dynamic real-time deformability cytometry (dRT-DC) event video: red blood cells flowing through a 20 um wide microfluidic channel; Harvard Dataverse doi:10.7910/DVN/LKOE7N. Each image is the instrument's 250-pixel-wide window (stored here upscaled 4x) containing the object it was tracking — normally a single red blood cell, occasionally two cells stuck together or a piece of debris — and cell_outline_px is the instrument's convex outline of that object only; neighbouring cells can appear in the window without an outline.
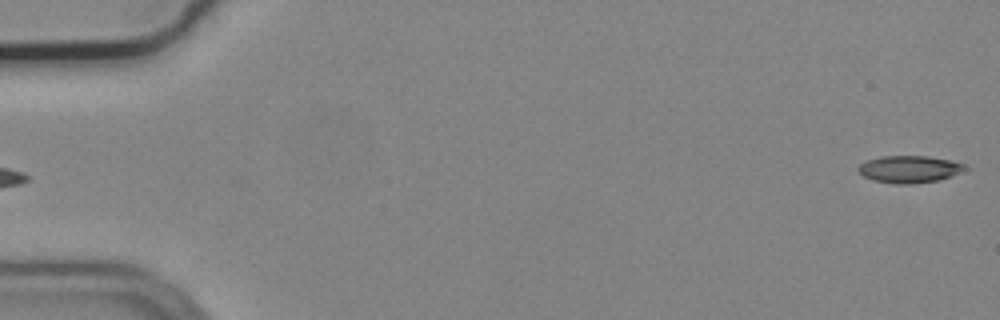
{"species": "common noctule bat (a hibernating species)", "species_latin": "Nyctalus noctula", "temperature_condition": "cold", "stored_images_in_passage": 55, "camera_frame_rate_fps": 3000, "um_per_image_px": 0.085, "animal": {"sex": "male", "body_mass_g": 19.2, "forearm_length_mm": 51.8}, "frame": {"image": 1, "passage_image": 1, "time_ms": 0.0, "image_size_px": [1000, 320], "cell_outline_px": [[968, 168], [964, 172], [940, 180], [912, 184], [896, 184], [872, 180], [864, 176], [856, 168], [860, 164], [868, 160], [880, 156], [928, 156], [952, 160], [964, 164]], "centroid_in_image_um": [77.34, 14.38], "position_along_channel_um": 7.7, "area_um2": 17.11}}
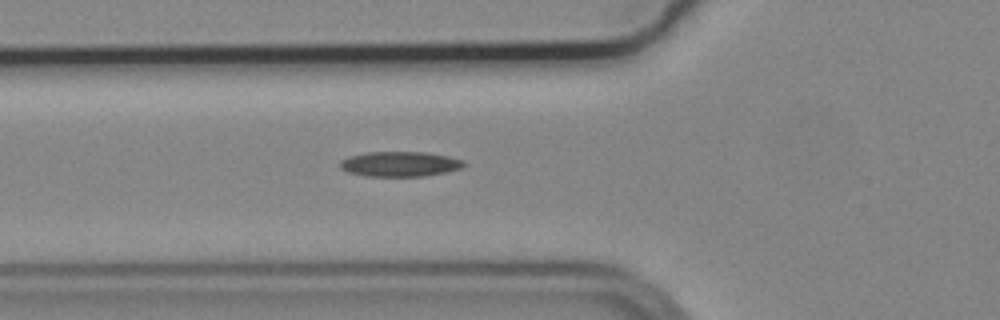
{"frame": {"image": 2, "passage_image": 20, "time_ms": 6.333, "image_size_px": [1000, 320], "cell_outline_px": [[468, 164], [460, 168], [444, 172], [424, 176], [364, 176], [348, 172], [340, 168], [340, 160], [348, 156], [368, 152], [424, 152], [448, 156], [464, 160]], "centroid_in_image_um": [33.98, 13.94], "position_along_channel_um": 91.8, "area_um2": 18.09}}
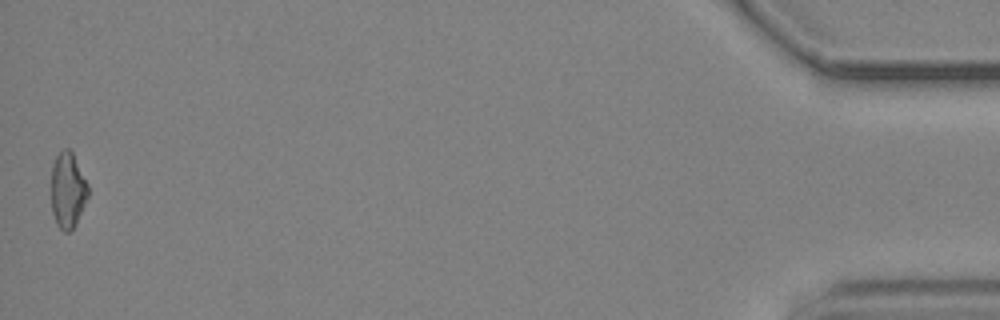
{"frame": {"image": 3, "passage_image": 55, "time_ms": 18.0, "image_size_px": [1000, 320], "cell_outline_px": [[88, 196], [76, 224], [68, 232], [64, 232], [56, 224], [52, 212], [52, 164], [56, 156], [64, 148], [68, 148], [72, 152], [88, 184]], "centroid_in_image_um": [5.76, 16.17], "position_along_channel_um": 429.4, "area_um2": 16.13}}